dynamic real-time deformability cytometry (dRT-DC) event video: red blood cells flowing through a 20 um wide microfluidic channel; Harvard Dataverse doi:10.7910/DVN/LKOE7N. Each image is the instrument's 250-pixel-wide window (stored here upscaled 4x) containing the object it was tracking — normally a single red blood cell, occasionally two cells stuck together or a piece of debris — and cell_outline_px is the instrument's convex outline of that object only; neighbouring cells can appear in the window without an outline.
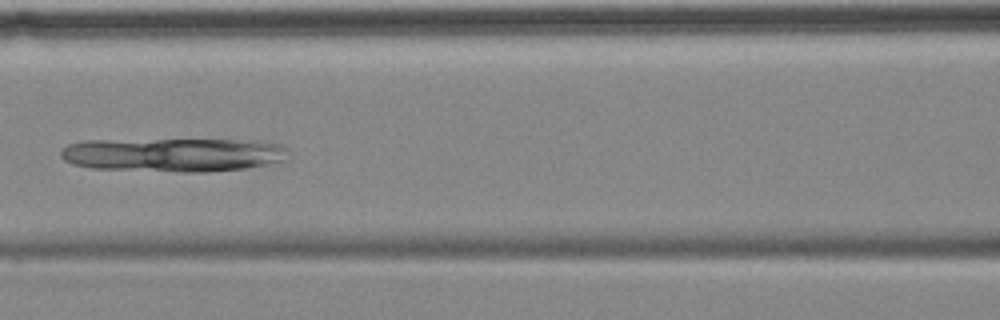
{"species": "common noctule bat (a hibernating species)", "species_latin": "Nyctalus noctula", "temperature_condition": "cold", "stored_images_in_passage": 12, "camera_frame_rate_fps": 3000, "um_per_image_px": 0.085, "animal": {"sex": "female", "body_mass_g": 18.4}, "frame": {"image": 1, "passage_image": 6, "time_ms": 7.0, "image_size_px": [1000, 320], "cell_outline_px": [[288, 160], [244, 168], [204, 172], [180, 172], [92, 168], [72, 164], [64, 160], [60, 156], [60, 152], [68, 144], [84, 140], [260, 140], [280, 144], [288, 148]], "centroid_in_image_um": [14.76, 13.15], "position_along_channel_um": 151.8, "area_um2": 45.14}}
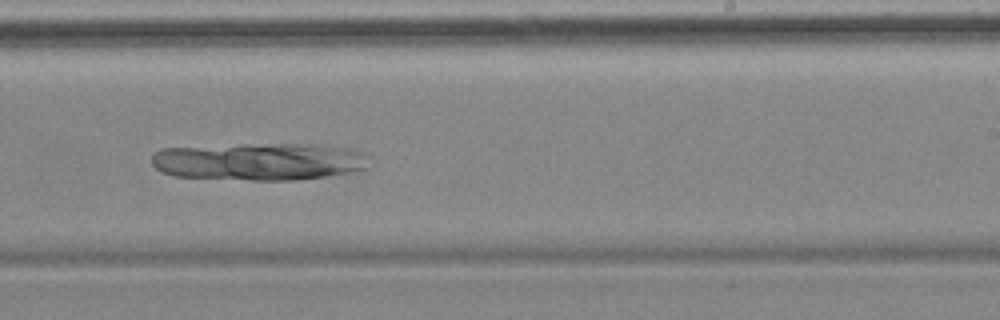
{"frame": {"image": 2, "passage_image": 9, "time_ms": 10.333, "image_size_px": [1000, 320], "cell_outline_px": [[372, 156], [368, 168], [328, 176], [296, 180], [252, 180], [176, 176], [160, 172], [152, 164], [152, 156], [160, 148], [240, 144], [324, 144], [352, 148]], "centroid_in_image_um": [22.1, 13.71], "position_along_channel_um": 266.9, "area_um2": 48.26}}
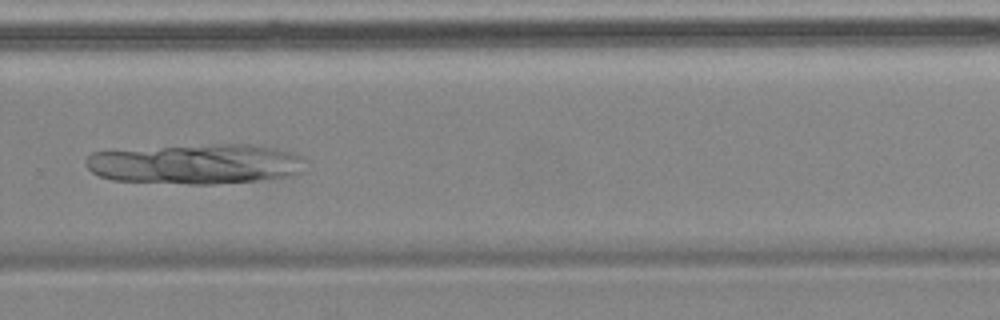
{"frame": {"image": 3, "passage_image": 10, "time_ms": 11.667, "image_size_px": [1000, 320], "cell_outline_px": [[308, 160], [300, 172], [292, 176], [268, 180], [212, 184], [188, 184], [112, 180], [100, 176], [92, 172], [84, 164], [84, 160], [92, 152], [212, 144], [252, 144], [276, 148], [292, 152], [304, 156]], "centroid_in_image_um": [16.73, 13.95], "position_along_channel_um": 313.1, "area_um2": 51.67}}